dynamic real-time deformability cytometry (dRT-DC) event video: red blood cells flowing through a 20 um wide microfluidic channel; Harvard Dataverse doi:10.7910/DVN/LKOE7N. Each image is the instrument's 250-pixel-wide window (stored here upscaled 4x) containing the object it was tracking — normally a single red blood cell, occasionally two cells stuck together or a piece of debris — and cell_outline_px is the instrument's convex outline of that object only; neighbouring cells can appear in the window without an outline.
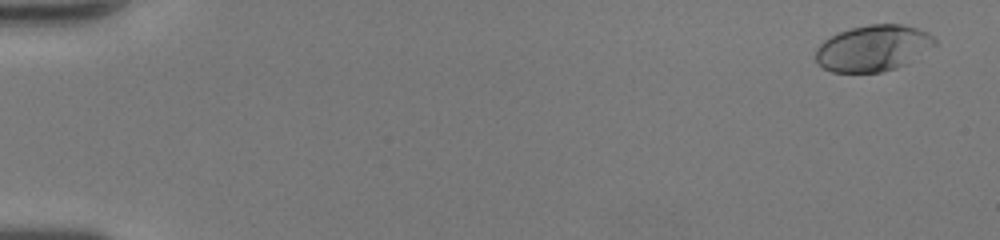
{"species": "human", "species_latin": "Homo sapiens", "temperature_condition": "room temperature", "stored_images_in_passage": 51, "camera_frame_rate_fps": 3000, "um_per_image_px": 0.085, "donor": {"sex": "female"}, "frame": {"image": 1, "passage_image": 3, "time_ms": 0.667, "image_size_px": [1000, 240], "cell_outline_px": [[936, 44], [908, 64], [896, 68], [880, 72], [832, 72], [816, 64], [816, 48], [824, 40], [840, 32], [852, 28], [868, 24], [904, 24], [928, 32], [936, 40]], "centroid_in_image_um": [74.22, 4.1], "position_along_channel_um": 10.8, "area_um2": 32.08}}
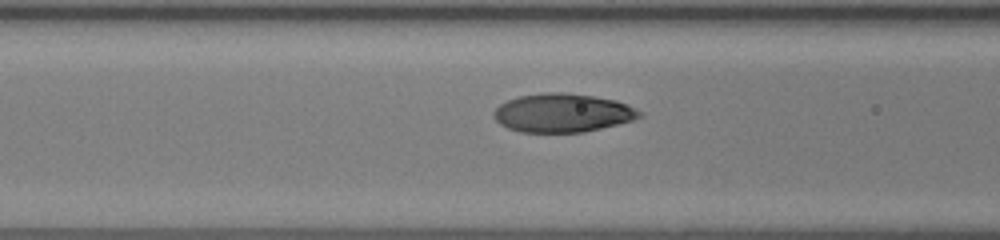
{"frame": {"image": 2, "passage_image": 23, "time_ms": 7.333, "image_size_px": [1000, 240], "cell_outline_px": [[644, 116], [632, 120], [584, 132], [520, 132], [508, 128], [500, 124], [492, 116], [492, 112], [500, 104], [508, 100], [520, 96], [544, 92], [564, 92], [592, 96], [616, 100], [628, 104], [644, 112]], "centroid_in_image_um": [47.83, 9.59], "position_along_channel_um": 118.8, "area_um2": 32.89}}
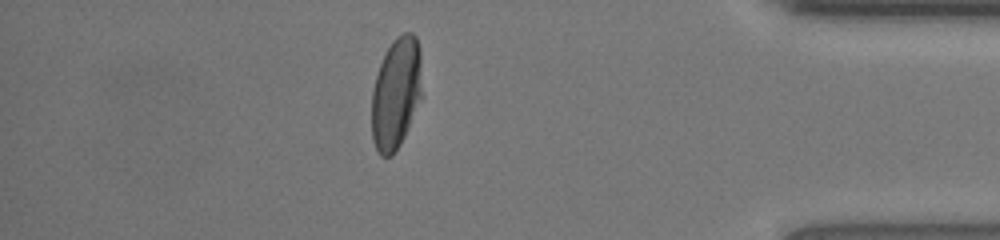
{"frame": {"image": 3, "passage_image": 45, "time_ms": 14.667, "image_size_px": [1000, 240], "cell_outline_px": [[420, 100], [408, 128], [400, 144], [392, 156], [380, 156], [372, 140], [372, 92], [376, 76], [380, 64], [392, 40], [396, 36], [404, 32], [412, 32], [416, 36], [420, 48]], "centroid_in_image_um": [33.65, 7.92], "position_along_channel_um": 401.5, "area_um2": 32.43}, "authors_computed_cell_mechanics": {"area_um2": 32.7148, "velocity_mm_per_s": 4.3028, "shape_relaxation_time_tau1_ms": 3.2635, "shape_relaxation_time_tau2_ms": null, "deformation_change_tau1": 0.1916, "deformation_change_tau2": null}}